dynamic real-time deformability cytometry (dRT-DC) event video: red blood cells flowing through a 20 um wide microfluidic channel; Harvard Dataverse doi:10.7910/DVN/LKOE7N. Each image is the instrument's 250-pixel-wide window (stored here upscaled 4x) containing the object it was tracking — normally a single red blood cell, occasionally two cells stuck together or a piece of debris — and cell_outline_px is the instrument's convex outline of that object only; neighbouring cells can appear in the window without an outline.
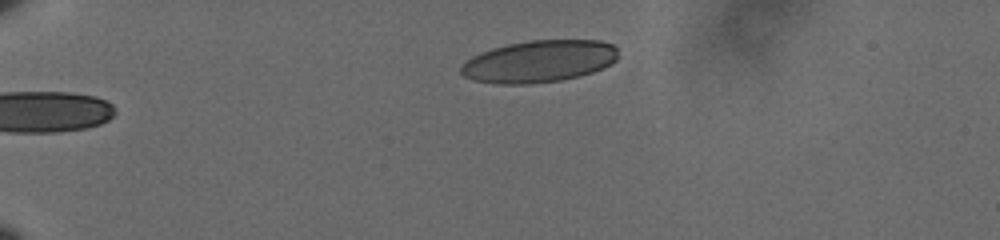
{"species": "human", "species_latin": "Homo sapiens", "temperature_condition": "cold", "stored_images_in_passage": 8, "camera_frame_rate_fps": 3000, "um_per_image_px": 0.085, "donor": {"sex": "male"}, "frame": {"image": 1, "passage_image": 1, "time_ms": 0.0, "image_size_px": [1000, 240], "cell_outline_px": [[616, 60], [592, 72], [580, 76], [560, 80], [528, 84], [496, 84], [476, 80], [464, 76], [460, 72], [460, 64], [472, 56], [492, 48], [508, 44], [528, 40], [600, 40], [612, 44], [616, 48]], "centroid_in_image_um": [45.78, 5.21], "position_along_channel_um": 39.2, "area_um2": 38.38}}
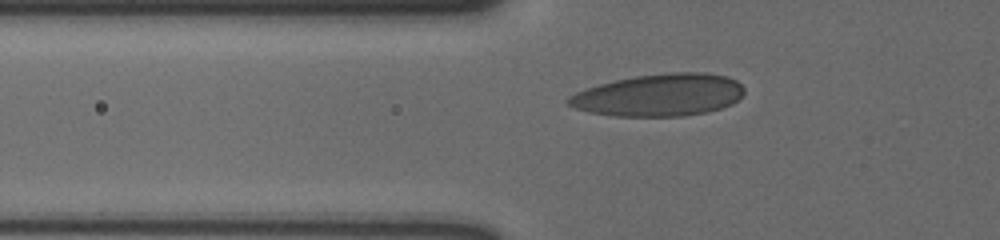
{"frame": {"image": 2, "passage_image": 5, "time_ms": 1.333, "image_size_px": [1000, 240], "cell_outline_px": [[744, 92], [732, 104], [720, 108], [704, 112], [684, 116], [616, 116], [588, 112], [576, 108], [568, 104], [564, 100], [568, 96], [576, 92], [600, 84], [616, 80], [636, 76], [668, 72], [708, 72], [728, 76], [736, 80], [744, 88]], "centroid_in_image_um": [56.04, 8.07], "position_along_channel_um": 69.8, "area_um2": 43.29}}
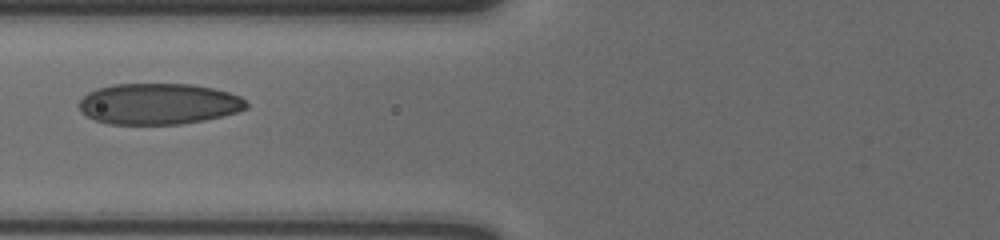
{"frame": {"image": 3, "passage_image": 7, "time_ms": 2.0, "image_size_px": [1000, 240], "cell_outline_px": [[248, 108], [236, 112], [204, 120], [180, 124], [108, 124], [96, 120], [88, 116], [80, 108], [80, 100], [88, 92], [96, 88], [112, 84], [192, 84], [212, 88], [228, 92], [240, 96], [248, 104]], "centroid_in_image_um": [13.48, 8.82], "position_along_channel_um": 112.3, "area_um2": 39.88}}